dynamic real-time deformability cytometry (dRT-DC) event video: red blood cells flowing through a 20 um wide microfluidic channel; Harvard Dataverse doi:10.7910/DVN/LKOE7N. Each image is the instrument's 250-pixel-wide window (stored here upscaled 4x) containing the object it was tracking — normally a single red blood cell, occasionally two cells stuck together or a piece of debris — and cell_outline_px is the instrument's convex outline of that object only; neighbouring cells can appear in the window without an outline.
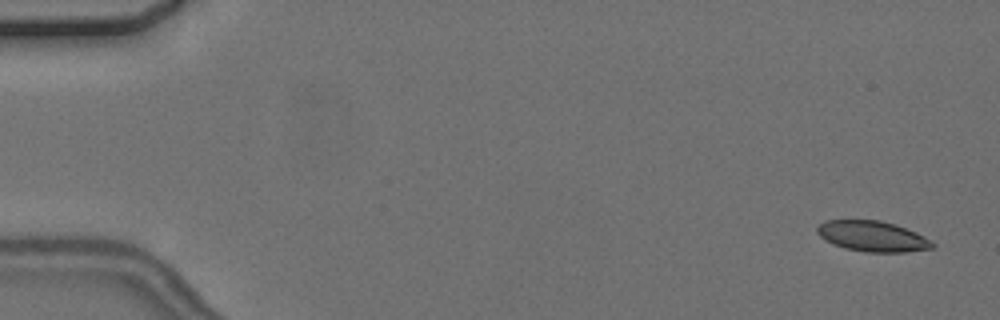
{"species": "common noctule bat (a hibernating species)", "species_latin": "Nyctalus noctula", "temperature_condition": "cold", "stored_images_in_passage": 4, "camera_frame_rate_fps": 3000, "um_per_image_px": 0.085, "animal": {"sex": "female", "body_mass_g": 24.6, "forearm_length_mm": 56.2}, "frame": {"image": 1, "passage_image": 1, "time_ms": 0.0, "image_size_px": [1000, 320], "cell_outline_px": [[936, 244], [932, 248], [904, 252], [864, 252], [844, 248], [832, 244], [824, 240], [816, 232], [816, 228], [824, 220], [880, 220], [916, 232], [932, 240]], "centroid_in_image_um": [74.13, 20.09], "position_along_channel_um": 10.9, "area_um2": 20.58}}
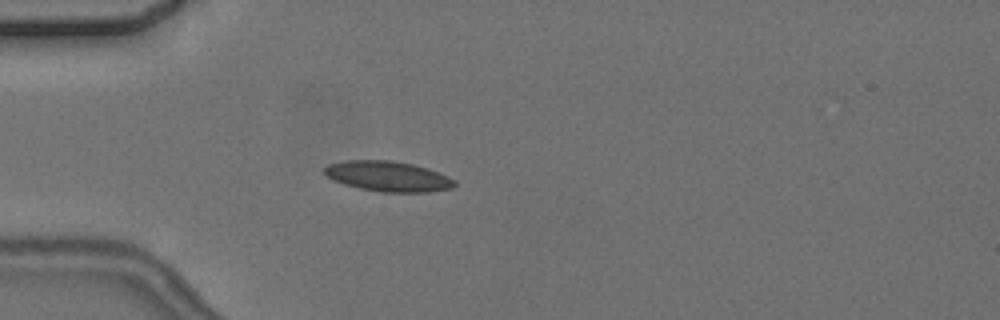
{"frame": {"image": 2, "passage_image": 4, "time_ms": 4.667, "image_size_px": [1000, 320], "cell_outline_px": [[456, 184], [452, 188], [428, 192], [380, 192], [360, 188], [344, 184], [332, 180], [324, 172], [324, 168], [328, 164], [344, 160], [392, 160], [412, 164], [428, 168], [448, 176], [456, 180]], "centroid_in_image_um": [32.99, 14.98], "position_along_channel_um": 52.0, "area_um2": 23.06}}